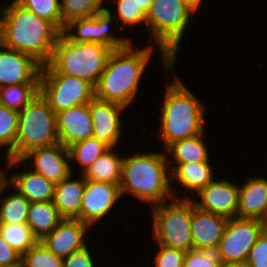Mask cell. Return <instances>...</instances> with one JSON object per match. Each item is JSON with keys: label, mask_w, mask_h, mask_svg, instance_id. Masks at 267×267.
I'll use <instances>...</instances> for the list:
<instances>
[{"label": "cell", "mask_w": 267, "mask_h": 267, "mask_svg": "<svg viewBox=\"0 0 267 267\" xmlns=\"http://www.w3.org/2000/svg\"><path fill=\"white\" fill-rule=\"evenodd\" d=\"M1 44L47 64L60 31L48 20L38 17L17 0L0 6Z\"/></svg>", "instance_id": "cell-1"}, {"label": "cell", "mask_w": 267, "mask_h": 267, "mask_svg": "<svg viewBox=\"0 0 267 267\" xmlns=\"http://www.w3.org/2000/svg\"><path fill=\"white\" fill-rule=\"evenodd\" d=\"M133 42L122 49L113 50L106 62L104 72L94 87V97L125 108L138 94L141 78L153 56L154 46L134 49Z\"/></svg>", "instance_id": "cell-2"}, {"label": "cell", "mask_w": 267, "mask_h": 267, "mask_svg": "<svg viewBox=\"0 0 267 267\" xmlns=\"http://www.w3.org/2000/svg\"><path fill=\"white\" fill-rule=\"evenodd\" d=\"M167 158L164 152H137L129 158L124 157L119 184L121 195L131 194L141 202L151 204V207L164 202L166 198H178L177 188L171 185Z\"/></svg>", "instance_id": "cell-3"}, {"label": "cell", "mask_w": 267, "mask_h": 267, "mask_svg": "<svg viewBox=\"0 0 267 267\" xmlns=\"http://www.w3.org/2000/svg\"><path fill=\"white\" fill-rule=\"evenodd\" d=\"M168 83L160 116L159 139L166 149L173 142L205 133V106L180 78Z\"/></svg>", "instance_id": "cell-4"}, {"label": "cell", "mask_w": 267, "mask_h": 267, "mask_svg": "<svg viewBox=\"0 0 267 267\" xmlns=\"http://www.w3.org/2000/svg\"><path fill=\"white\" fill-rule=\"evenodd\" d=\"M194 14L182 0H153L146 14V32L155 40L162 56V64L173 75L179 45Z\"/></svg>", "instance_id": "cell-5"}, {"label": "cell", "mask_w": 267, "mask_h": 267, "mask_svg": "<svg viewBox=\"0 0 267 267\" xmlns=\"http://www.w3.org/2000/svg\"><path fill=\"white\" fill-rule=\"evenodd\" d=\"M112 50L99 43H77L60 33L50 61L41 73H62L96 86Z\"/></svg>", "instance_id": "cell-6"}, {"label": "cell", "mask_w": 267, "mask_h": 267, "mask_svg": "<svg viewBox=\"0 0 267 267\" xmlns=\"http://www.w3.org/2000/svg\"><path fill=\"white\" fill-rule=\"evenodd\" d=\"M150 209L153 211L152 236L158 245L184 252L194 249L190 232L193 199L186 195L172 197L168 204L164 201Z\"/></svg>", "instance_id": "cell-7"}, {"label": "cell", "mask_w": 267, "mask_h": 267, "mask_svg": "<svg viewBox=\"0 0 267 267\" xmlns=\"http://www.w3.org/2000/svg\"><path fill=\"white\" fill-rule=\"evenodd\" d=\"M58 143L56 113L39 93L19 112L15 159H21L33 149Z\"/></svg>", "instance_id": "cell-8"}, {"label": "cell", "mask_w": 267, "mask_h": 267, "mask_svg": "<svg viewBox=\"0 0 267 267\" xmlns=\"http://www.w3.org/2000/svg\"><path fill=\"white\" fill-rule=\"evenodd\" d=\"M40 94L58 113L94 98V87L85 80L62 73H40Z\"/></svg>", "instance_id": "cell-9"}, {"label": "cell", "mask_w": 267, "mask_h": 267, "mask_svg": "<svg viewBox=\"0 0 267 267\" xmlns=\"http://www.w3.org/2000/svg\"><path fill=\"white\" fill-rule=\"evenodd\" d=\"M259 219L229 218L224 234L216 249L222 263L245 265L249 252L263 232Z\"/></svg>", "instance_id": "cell-10"}, {"label": "cell", "mask_w": 267, "mask_h": 267, "mask_svg": "<svg viewBox=\"0 0 267 267\" xmlns=\"http://www.w3.org/2000/svg\"><path fill=\"white\" fill-rule=\"evenodd\" d=\"M7 168L19 167L20 164L30 162L29 167L34 172L44 176L54 184L60 183L67 178L72 172L68 148L58 143L49 147L36 148L29 151L21 159H6ZM34 168V169H33Z\"/></svg>", "instance_id": "cell-11"}, {"label": "cell", "mask_w": 267, "mask_h": 267, "mask_svg": "<svg viewBox=\"0 0 267 267\" xmlns=\"http://www.w3.org/2000/svg\"><path fill=\"white\" fill-rule=\"evenodd\" d=\"M112 15V12L107 9L89 18L73 20L65 26L63 33L77 43H99L112 51L125 48L133 41L124 37L118 38L112 34V31L109 32L110 23L114 19Z\"/></svg>", "instance_id": "cell-12"}, {"label": "cell", "mask_w": 267, "mask_h": 267, "mask_svg": "<svg viewBox=\"0 0 267 267\" xmlns=\"http://www.w3.org/2000/svg\"><path fill=\"white\" fill-rule=\"evenodd\" d=\"M121 197L119 184L85 179L81 208L75 219L92 227L111 213Z\"/></svg>", "instance_id": "cell-13"}, {"label": "cell", "mask_w": 267, "mask_h": 267, "mask_svg": "<svg viewBox=\"0 0 267 267\" xmlns=\"http://www.w3.org/2000/svg\"><path fill=\"white\" fill-rule=\"evenodd\" d=\"M42 64L29 54L0 44V84L2 87L40 83Z\"/></svg>", "instance_id": "cell-14"}, {"label": "cell", "mask_w": 267, "mask_h": 267, "mask_svg": "<svg viewBox=\"0 0 267 267\" xmlns=\"http://www.w3.org/2000/svg\"><path fill=\"white\" fill-rule=\"evenodd\" d=\"M93 122V138L116 148L122 135L121 115L127 108L94 97L89 103Z\"/></svg>", "instance_id": "cell-15"}, {"label": "cell", "mask_w": 267, "mask_h": 267, "mask_svg": "<svg viewBox=\"0 0 267 267\" xmlns=\"http://www.w3.org/2000/svg\"><path fill=\"white\" fill-rule=\"evenodd\" d=\"M238 185L228 180L213 179L209 184L202 188L198 193L199 201L193 200L195 207L224 216L235 218L238 207Z\"/></svg>", "instance_id": "cell-16"}, {"label": "cell", "mask_w": 267, "mask_h": 267, "mask_svg": "<svg viewBox=\"0 0 267 267\" xmlns=\"http://www.w3.org/2000/svg\"><path fill=\"white\" fill-rule=\"evenodd\" d=\"M89 226L78 219L64 218L58 226L40 240L53 254L62 259L87 245Z\"/></svg>", "instance_id": "cell-17"}, {"label": "cell", "mask_w": 267, "mask_h": 267, "mask_svg": "<svg viewBox=\"0 0 267 267\" xmlns=\"http://www.w3.org/2000/svg\"><path fill=\"white\" fill-rule=\"evenodd\" d=\"M56 123L59 143L67 148L93 136V122L88 104L56 113Z\"/></svg>", "instance_id": "cell-18"}, {"label": "cell", "mask_w": 267, "mask_h": 267, "mask_svg": "<svg viewBox=\"0 0 267 267\" xmlns=\"http://www.w3.org/2000/svg\"><path fill=\"white\" fill-rule=\"evenodd\" d=\"M227 223L228 218L201 210L194 205L190 223L193 248L215 252Z\"/></svg>", "instance_id": "cell-19"}, {"label": "cell", "mask_w": 267, "mask_h": 267, "mask_svg": "<svg viewBox=\"0 0 267 267\" xmlns=\"http://www.w3.org/2000/svg\"><path fill=\"white\" fill-rule=\"evenodd\" d=\"M241 186L238 185L237 218L263 220L267 214V179L248 177Z\"/></svg>", "instance_id": "cell-20"}, {"label": "cell", "mask_w": 267, "mask_h": 267, "mask_svg": "<svg viewBox=\"0 0 267 267\" xmlns=\"http://www.w3.org/2000/svg\"><path fill=\"white\" fill-rule=\"evenodd\" d=\"M24 170L13 173L10 178L5 175V180L30 203L53 201L55 184L31 168Z\"/></svg>", "instance_id": "cell-21"}, {"label": "cell", "mask_w": 267, "mask_h": 267, "mask_svg": "<svg viewBox=\"0 0 267 267\" xmlns=\"http://www.w3.org/2000/svg\"><path fill=\"white\" fill-rule=\"evenodd\" d=\"M210 163L211 160L197 163H169L171 181H177V184L175 183L174 185L175 187L180 184L182 189L198 193L215 178L213 177L214 172Z\"/></svg>", "instance_id": "cell-22"}, {"label": "cell", "mask_w": 267, "mask_h": 267, "mask_svg": "<svg viewBox=\"0 0 267 267\" xmlns=\"http://www.w3.org/2000/svg\"><path fill=\"white\" fill-rule=\"evenodd\" d=\"M72 173L60 183L55 184L53 203L63 218L75 219L80 212L85 188V178L73 180Z\"/></svg>", "instance_id": "cell-23"}, {"label": "cell", "mask_w": 267, "mask_h": 267, "mask_svg": "<svg viewBox=\"0 0 267 267\" xmlns=\"http://www.w3.org/2000/svg\"><path fill=\"white\" fill-rule=\"evenodd\" d=\"M63 219L53 201L31 202L26 224L30 227L34 237L40 241L50 234Z\"/></svg>", "instance_id": "cell-24"}, {"label": "cell", "mask_w": 267, "mask_h": 267, "mask_svg": "<svg viewBox=\"0 0 267 267\" xmlns=\"http://www.w3.org/2000/svg\"><path fill=\"white\" fill-rule=\"evenodd\" d=\"M115 148L110 147L82 174L85 179L110 184H120L122 160Z\"/></svg>", "instance_id": "cell-25"}, {"label": "cell", "mask_w": 267, "mask_h": 267, "mask_svg": "<svg viewBox=\"0 0 267 267\" xmlns=\"http://www.w3.org/2000/svg\"><path fill=\"white\" fill-rule=\"evenodd\" d=\"M204 133L200 135L173 142L166 150L167 157L172 158L168 163L205 162L209 159V152L203 141ZM172 161V162H171Z\"/></svg>", "instance_id": "cell-26"}, {"label": "cell", "mask_w": 267, "mask_h": 267, "mask_svg": "<svg viewBox=\"0 0 267 267\" xmlns=\"http://www.w3.org/2000/svg\"><path fill=\"white\" fill-rule=\"evenodd\" d=\"M7 187L10 188V184L4 180L0 184V224L26 223L30 202L17 190L5 197Z\"/></svg>", "instance_id": "cell-27"}, {"label": "cell", "mask_w": 267, "mask_h": 267, "mask_svg": "<svg viewBox=\"0 0 267 267\" xmlns=\"http://www.w3.org/2000/svg\"><path fill=\"white\" fill-rule=\"evenodd\" d=\"M40 93V83L7 85L1 89L0 105L20 112Z\"/></svg>", "instance_id": "cell-28"}, {"label": "cell", "mask_w": 267, "mask_h": 267, "mask_svg": "<svg viewBox=\"0 0 267 267\" xmlns=\"http://www.w3.org/2000/svg\"><path fill=\"white\" fill-rule=\"evenodd\" d=\"M105 0H60L63 31L71 21L106 11Z\"/></svg>", "instance_id": "cell-29"}, {"label": "cell", "mask_w": 267, "mask_h": 267, "mask_svg": "<svg viewBox=\"0 0 267 267\" xmlns=\"http://www.w3.org/2000/svg\"><path fill=\"white\" fill-rule=\"evenodd\" d=\"M109 148L93 137L76 142L68 147L70 162L77 160L81 166L80 173L83 174Z\"/></svg>", "instance_id": "cell-30"}, {"label": "cell", "mask_w": 267, "mask_h": 267, "mask_svg": "<svg viewBox=\"0 0 267 267\" xmlns=\"http://www.w3.org/2000/svg\"><path fill=\"white\" fill-rule=\"evenodd\" d=\"M19 112L0 105V148H7L4 159H15V140L18 132Z\"/></svg>", "instance_id": "cell-31"}, {"label": "cell", "mask_w": 267, "mask_h": 267, "mask_svg": "<svg viewBox=\"0 0 267 267\" xmlns=\"http://www.w3.org/2000/svg\"><path fill=\"white\" fill-rule=\"evenodd\" d=\"M0 235L21 255L38 241L26 223L0 224Z\"/></svg>", "instance_id": "cell-32"}, {"label": "cell", "mask_w": 267, "mask_h": 267, "mask_svg": "<svg viewBox=\"0 0 267 267\" xmlns=\"http://www.w3.org/2000/svg\"><path fill=\"white\" fill-rule=\"evenodd\" d=\"M38 17L50 21L63 32L60 0H17Z\"/></svg>", "instance_id": "cell-33"}, {"label": "cell", "mask_w": 267, "mask_h": 267, "mask_svg": "<svg viewBox=\"0 0 267 267\" xmlns=\"http://www.w3.org/2000/svg\"><path fill=\"white\" fill-rule=\"evenodd\" d=\"M23 267H62L63 259L53 254L41 241H37L21 258Z\"/></svg>", "instance_id": "cell-34"}, {"label": "cell", "mask_w": 267, "mask_h": 267, "mask_svg": "<svg viewBox=\"0 0 267 267\" xmlns=\"http://www.w3.org/2000/svg\"><path fill=\"white\" fill-rule=\"evenodd\" d=\"M115 22L120 23L123 27H132V25L146 24V14L137 6L133 0H116Z\"/></svg>", "instance_id": "cell-35"}, {"label": "cell", "mask_w": 267, "mask_h": 267, "mask_svg": "<svg viewBox=\"0 0 267 267\" xmlns=\"http://www.w3.org/2000/svg\"><path fill=\"white\" fill-rule=\"evenodd\" d=\"M183 267H222V262L214 251L192 249L186 252Z\"/></svg>", "instance_id": "cell-36"}, {"label": "cell", "mask_w": 267, "mask_h": 267, "mask_svg": "<svg viewBox=\"0 0 267 267\" xmlns=\"http://www.w3.org/2000/svg\"><path fill=\"white\" fill-rule=\"evenodd\" d=\"M159 250L154 257L155 267H183L186 252L158 245Z\"/></svg>", "instance_id": "cell-37"}, {"label": "cell", "mask_w": 267, "mask_h": 267, "mask_svg": "<svg viewBox=\"0 0 267 267\" xmlns=\"http://www.w3.org/2000/svg\"><path fill=\"white\" fill-rule=\"evenodd\" d=\"M245 267H267V233L262 232L251 248Z\"/></svg>", "instance_id": "cell-38"}, {"label": "cell", "mask_w": 267, "mask_h": 267, "mask_svg": "<svg viewBox=\"0 0 267 267\" xmlns=\"http://www.w3.org/2000/svg\"><path fill=\"white\" fill-rule=\"evenodd\" d=\"M88 244L63 259L62 267H95Z\"/></svg>", "instance_id": "cell-39"}, {"label": "cell", "mask_w": 267, "mask_h": 267, "mask_svg": "<svg viewBox=\"0 0 267 267\" xmlns=\"http://www.w3.org/2000/svg\"><path fill=\"white\" fill-rule=\"evenodd\" d=\"M22 255L13 249L0 235V266L22 263Z\"/></svg>", "instance_id": "cell-40"}, {"label": "cell", "mask_w": 267, "mask_h": 267, "mask_svg": "<svg viewBox=\"0 0 267 267\" xmlns=\"http://www.w3.org/2000/svg\"><path fill=\"white\" fill-rule=\"evenodd\" d=\"M182 2L196 15L195 12L201 7L203 0H182Z\"/></svg>", "instance_id": "cell-41"}, {"label": "cell", "mask_w": 267, "mask_h": 267, "mask_svg": "<svg viewBox=\"0 0 267 267\" xmlns=\"http://www.w3.org/2000/svg\"><path fill=\"white\" fill-rule=\"evenodd\" d=\"M133 1L137 4V6H139L142 9V11L145 14H147L153 0H133Z\"/></svg>", "instance_id": "cell-42"}, {"label": "cell", "mask_w": 267, "mask_h": 267, "mask_svg": "<svg viewBox=\"0 0 267 267\" xmlns=\"http://www.w3.org/2000/svg\"><path fill=\"white\" fill-rule=\"evenodd\" d=\"M222 267H245V265L232 264V263H222Z\"/></svg>", "instance_id": "cell-43"}, {"label": "cell", "mask_w": 267, "mask_h": 267, "mask_svg": "<svg viewBox=\"0 0 267 267\" xmlns=\"http://www.w3.org/2000/svg\"><path fill=\"white\" fill-rule=\"evenodd\" d=\"M262 222H263V230H264V232L267 233V214H266L265 218L262 220Z\"/></svg>", "instance_id": "cell-44"}, {"label": "cell", "mask_w": 267, "mask_h": 267, "mask_svg": "<svg viewBox=\"0 0 267 267\" xmlns=\"http://www.w3.org/2000/svg\"><path fill=\"white\" fill-rule=\"evenodd\" d=\"M7 173H5V171H2L1 169H0V184L5 180V175H6Z\"/></svg>", "instance_id": "cell-45"}, {"label": "cell", "mask_w": 267, "mask_h": 267, "mask_svg": "<svg viewBox=\"0 0 267 267\" xmlns=\"http://www.w3.org/2000/svg\"><path fill=\"white\" fill-rule=\"evenodd\" d=\"M0 267H23V264L22 263H16L13 265H5V266H0Z\"/></svg>", "instance_id": "cell-46"}, {"label": "cell", "mask_w": 267, "mask_h": 267, "mask_svg": "<svg viewBox=\"0 0 267 267\" xmlns=\"http://www.w3.org/2000/svg\"><path fill=\"white\" fill-rule=\"evenodd\" d=\"M0 44H1V14H0Z\"/></svg>", "instance_id": "cell-47"}, {"label": "cell", "mask_w": 267, "mask_h": 267, "mask_svg": "<svg viewBox=\"0 0 267 267\" xmlns=\"http://www.w3.org/2000/svg\"><path fill=\"white\" fill-rule=\"evenodd\" d=\"M1 89H2V86H1V84H0V97H1Z\"/></svg>", "instance_id": "cell-48"}]
</instances>
